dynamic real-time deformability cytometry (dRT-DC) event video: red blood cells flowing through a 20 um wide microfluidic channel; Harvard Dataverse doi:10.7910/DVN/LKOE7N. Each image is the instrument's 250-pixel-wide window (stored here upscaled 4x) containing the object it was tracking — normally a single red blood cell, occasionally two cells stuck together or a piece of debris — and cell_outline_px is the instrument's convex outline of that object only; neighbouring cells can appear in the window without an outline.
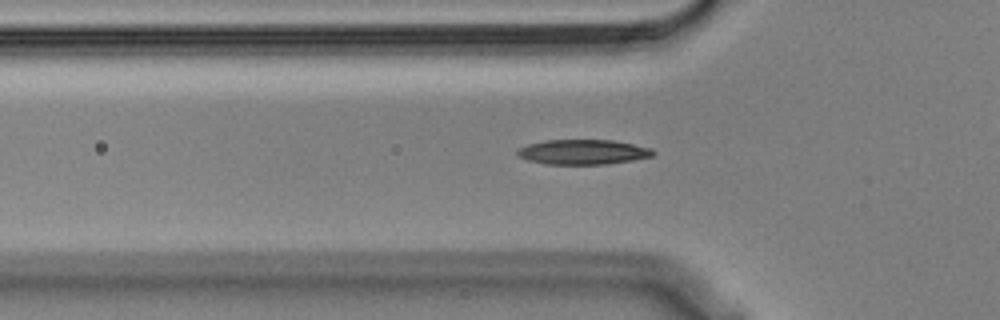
{"species": "Egyptian fruit bat (a non-hibernating species)", "species_latin": "Rousettus aegyptiacus", "temperature_condition": "cold", "stored_images_in_passage": 42, "camera_frame_rate_fps": 3000, "um_per_image_px": 0.085, "animal": {"sex": "male"}, "frame": {"image": 1, "passage_image": 12, "time_ms": 3.667, "image_size_px": [1000, 320], "cell_outline_px": [[656, 152], [652, 156], [632, 160], [608, 164], [544, 164], [528, 160], [516, 156], [516, 152], [520, 148], [528, 144], [548, 140], [612, 140], [652, 148]], "centroid_in_image_um": [49.55, 12.92], "position_along_channel_um": 76.3, "area_um2": 19.65}}
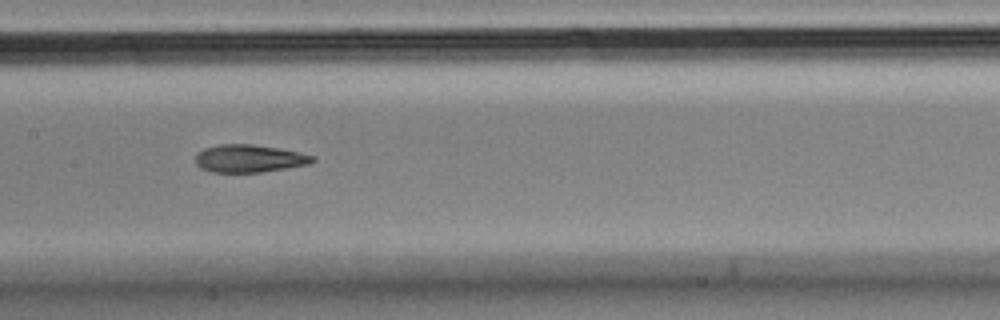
{"frame": {"image": 2, "passage_image": 21, "time_ms": 6.667, "image_size_px": [1000, 320], "cell_outline_px": [[316, 160], [312, 164], [260, 172], [212, 172], [200, 168], [196, 164], [196, 152], [204, 148], [220, 144], [252, 144], [300, 152], [312, 156]], "centroid_in_image_um": [21.17, 13.47], "position_along_channel_um": 186.2, "area_um2": 18.9}}
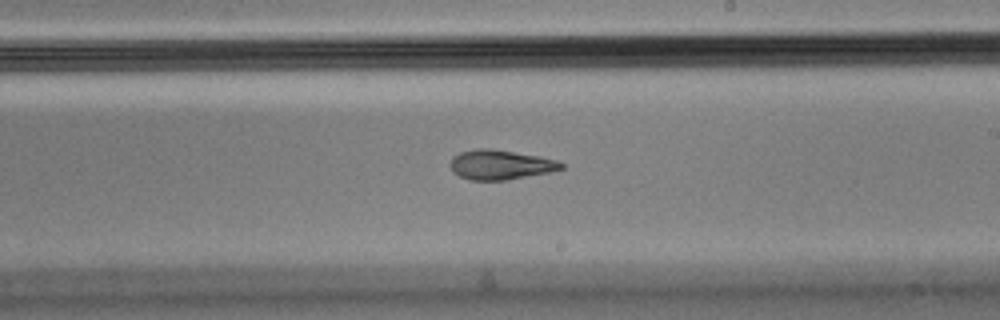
{"frame": {"image": 3, "passage_image": 26, "time_ms": 8.333, "image_size_px": [1000, 320], "cell_outline_px": [[564, 168], [552, 172], [508, 180], [468, 180], [452, 172], [448, 164], [452, 156], [460, 152], [476, 148], [492, 148], [540, 156], [556, 160], [564, 164]], "centroid_in_image_um": [42.51, 14.0], "position_along_channel_um": 246.5, "area_um2": 19.59}}